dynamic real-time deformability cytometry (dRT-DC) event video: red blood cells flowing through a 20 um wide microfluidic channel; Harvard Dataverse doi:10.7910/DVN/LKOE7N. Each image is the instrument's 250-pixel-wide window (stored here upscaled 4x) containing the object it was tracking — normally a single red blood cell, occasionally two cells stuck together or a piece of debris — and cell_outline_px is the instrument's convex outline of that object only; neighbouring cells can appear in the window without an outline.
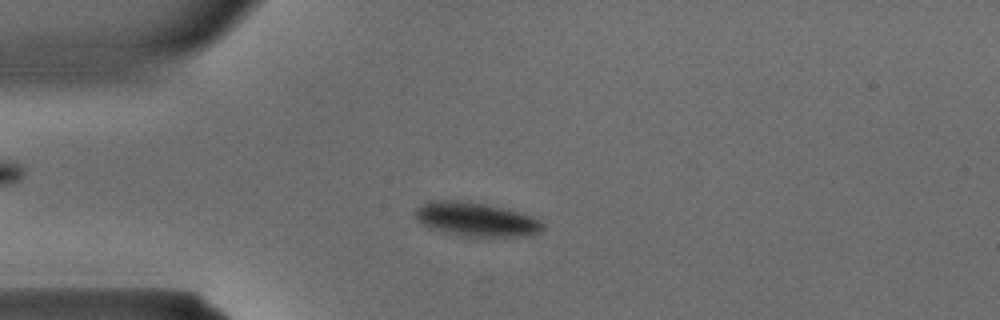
{"species": "common noctule bat (a hibernating species)", "species_latin": "Nyctalus noctula", "temperature_condition": "warm", "stored_images_in_passage": 35, "camera_frame_rate_fps": 3000, "um_per_image_px": 0.085, "animal": {"sex": "male", "body_mass_g": 15.6}, "frame": {"image": 1, "passage_image": 8, "time_ms": 2.333, "image_size_px": [1000, 320], "cell_outline_px": [[544, 228], [540, 232], [528, 236], [460, 236], [428, 228], [416, 220], [416, 208], [428, 200], [448, 200], [484, 204], [516, 212], [540, 220], [544, 224]], "centroid_in_image_um": [40.41, 18.66], "position_along_channel_um": 44.6, "area_um2": 24.85}}
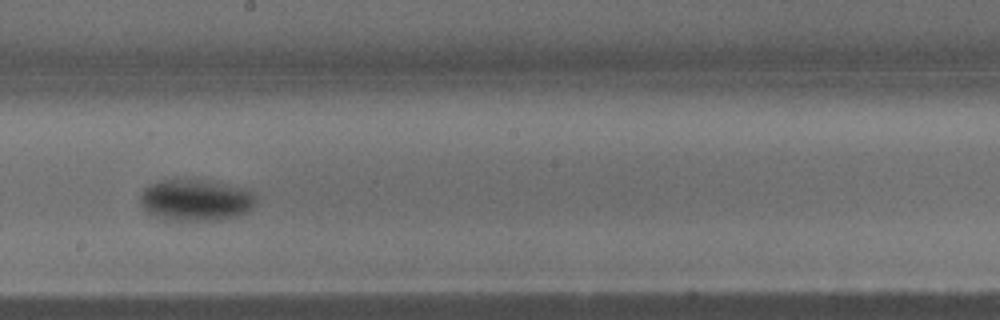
{"frame": {"image": 2, "passage_image": 19, "time_ms": 6.0, "image_size_px": [1000, 320], "cell_outline_px": [[256, 204], [248, 212], [240, 216], [216, 220], [168, 220], [156, 216], [148, 212], [140, 204], [140, 196], [144, 188], [156, 180], [208, 180], [248, 188], [256, 196]], "centroid_in_image_um": [16.68, 17.0], "position_along_channel_um": 231.5, "area_um2": 28.38}}
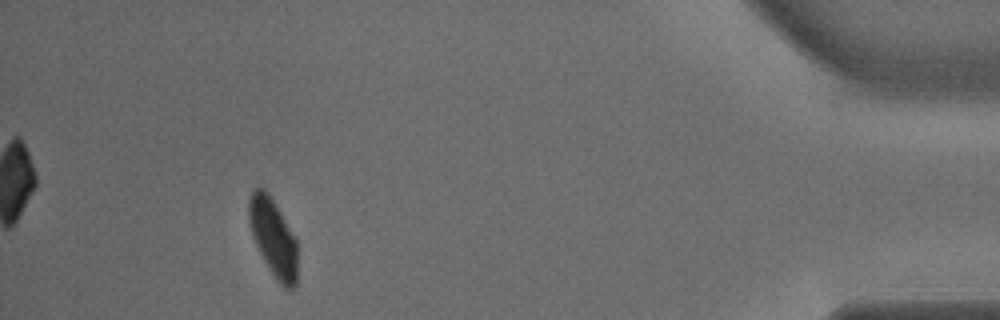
{"frame": {"image": 3, "passage_image": 32, "time_ms": 10.333, "image_size_px": [1000, 320], "cell_outline_px": [[296, 284], [288, 292], [280, 284], [264, 260], [252, 236], [248, 216], [248, 196], [256, 188], [264, 188], [268, 192], [276, 204], [296, 240]], "centroid_in_image_um": [23.2, 20.17], "position_along_channel_um": 412.0, "area_um2": 21.79}}